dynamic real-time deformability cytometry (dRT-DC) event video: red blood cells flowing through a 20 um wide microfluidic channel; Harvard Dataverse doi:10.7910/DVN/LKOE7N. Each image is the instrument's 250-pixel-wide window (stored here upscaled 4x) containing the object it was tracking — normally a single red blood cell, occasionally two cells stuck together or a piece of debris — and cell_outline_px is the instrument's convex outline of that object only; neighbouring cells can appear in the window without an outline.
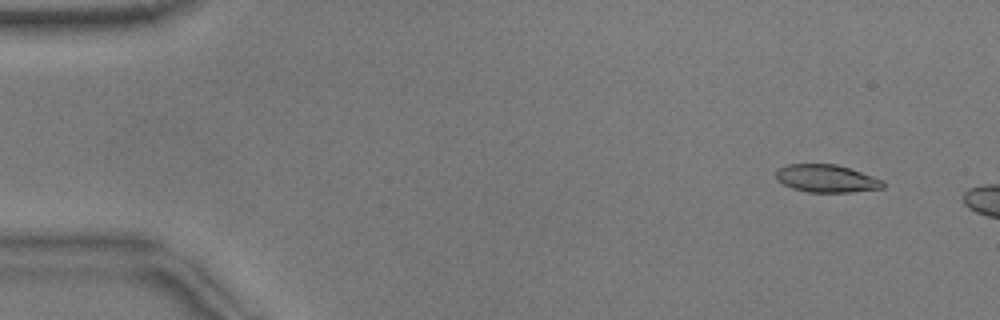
{"species": "common noctule bat (a hibernating species)", "species_latin": "Nyctalus noctula", "temperature_condition": "warm", "stored_images_in_passage": 9, "camera_frame_rate_fps": 3000, "um_per_image_px": 0.085, "animal": {"sex": "male", "body_mass_g": 17.9}, "frame": {"image": 1, "passage_image": 4, "time_ms": 1.0, "image_size_px": [1000, 320], "cell_outline_px": [[884, 188], [852, 192], [808, 192], [792, 188], [776, 180], [776, 172], [780, 168], [788, 164], [836, 164], [884, 180]], "centroid_in_image_um": [70.25, 15.18], "position_along_channel_um": 14.7, "area_um2": 17.17}}